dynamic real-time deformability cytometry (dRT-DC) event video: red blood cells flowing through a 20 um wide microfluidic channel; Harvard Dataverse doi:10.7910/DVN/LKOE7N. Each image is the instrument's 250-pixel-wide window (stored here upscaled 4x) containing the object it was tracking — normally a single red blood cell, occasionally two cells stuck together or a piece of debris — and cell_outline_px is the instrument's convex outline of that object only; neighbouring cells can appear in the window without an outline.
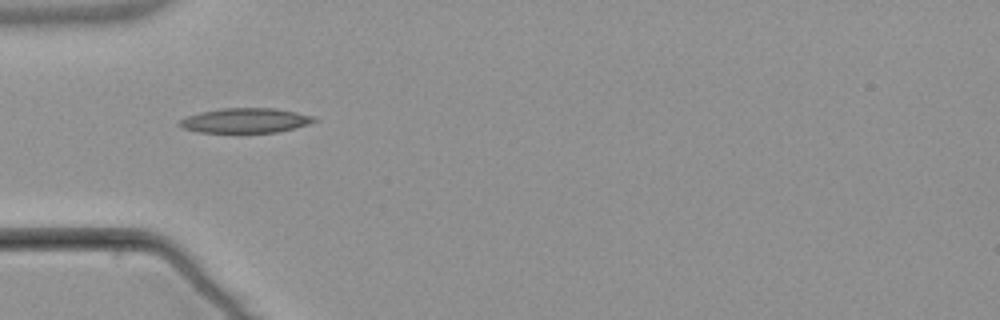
{"species": "common noctule bat (a hibernating species)", "species_latin": "Nyctalus noctula", "temperature_condition": "warm", "stored_images_in_passage": 6, "camera_frame_rate_fps": 3000, "um_per_image_px": 0.085, "animal": {"sex": "male", "body_mass_g": 21.5, "forearm_length_mm": 52.0}, "frame": {"image": 1, "passage_image": 5, "time_ms": 5.0, "image_size_px": [1000, 320], "cell_outline_px": [[316, 120], [308, 124], [276, 132], [200, 132], [184, 128], [176, 124], [180, 120], [188, 116], [200, 112], [220, 108], [272, 108], [296, 112], [312, 116]], "centroid_in_image_um": [20.81, 10.23], "position_along_channel_um": 64.2, "area_um2": 19.07}}
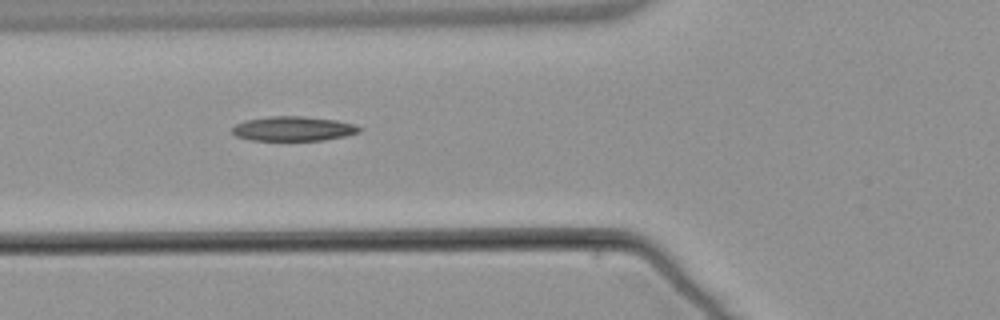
{"frame": {"image": 2, "passage_image": 6, "time_ms": 6.0, "image_size_px": [1000, 320], "cell_outline_px": [[364, 128], [360, 132], [344, 136], [324, 140], [252, 140], [236, 136], [232, 132], [232, 128], [236, 124], [244, 120], [268, 116], [304, 116], [336, 120], [352, 124]], "centroid_in_image_um": [24.93, 10.93], "position_along_channel_um": 100.9, "area_um2": 18.21}}